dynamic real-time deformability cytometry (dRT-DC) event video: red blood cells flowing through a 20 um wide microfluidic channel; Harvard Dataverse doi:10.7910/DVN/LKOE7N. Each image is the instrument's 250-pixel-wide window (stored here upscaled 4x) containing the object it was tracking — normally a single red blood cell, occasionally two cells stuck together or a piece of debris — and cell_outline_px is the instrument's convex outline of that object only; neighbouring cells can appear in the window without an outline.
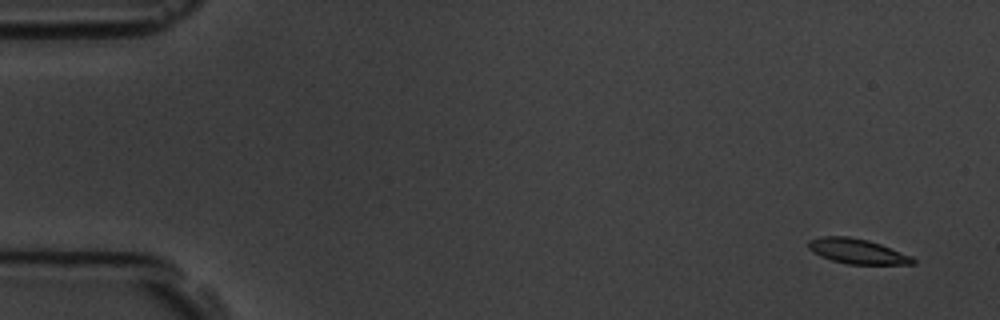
{"species": "common noctule bat (a hibernating species)", "species_latin": "Nyctalus noctula", "temperature_condition": "room temperature", "stored_images_in_passage": 10, "camera_frame_rate_fps": 3000, "um_per_image_px": 0.085, "animal": {"sex": "male", "body_mass_g": 19.5, "forearm_length_mm": 54.6}, "frame": {"image": 1, "passage_image": 1, "time_ms": 0.0, "image_size_px": [1000, 320], "cell_outline_px": [[916, 264], [848, 264], [832, 260], [820, 256], [808, 248], [808, 240], [820, 236], [848, 236], [868, 240], [880, 244], [912, 256], [916, 260]], "centroid_in_image_um": [72.86, 21.35], "position_along_channel_um": 12.1, "area_um2": 15.2}}
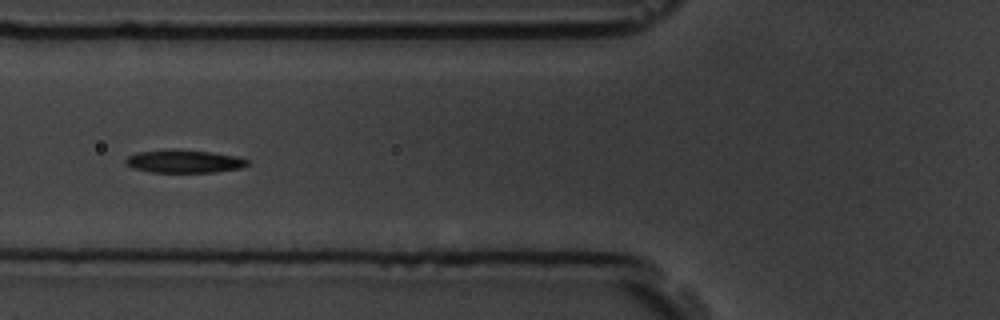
{"frame": {"image": 2, "passage_image": 6, "time_ms": 6.333, "image_size_px": [1000, 320], "cell_outline_px": [[252, 164], [244, 168], [216, 172], [152, 172], [132, 168], [124, 164], [124, 160], [128, 156], [136, 152], [164, 148], [176, 148], [212, 152], [236, 156], [248, 160]], "centroid_in_image_um": [15.64, 13.69], "position_along_channel_um": 110.2, "area_um2": 16.94}}
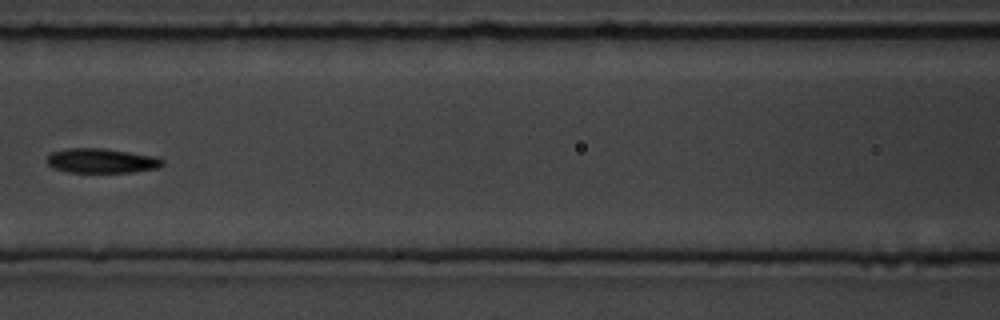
{"frame": {"image": 3, "passage_image": 7, "time_ms": 7.667, "image_size_px": [1000, 320], "cell_outline_px": [[164, 164], [156, 168], [132, 172], [68, 172], [52, 168], [48, 164], [48, 156], [52, 152], [68, 148], [104, 148], [156, 156], [164, 160]], "centroid_in_image_um": [8.64, 13.66], "position_along_channel_um": 158.0, "area_um2": 16.53}}